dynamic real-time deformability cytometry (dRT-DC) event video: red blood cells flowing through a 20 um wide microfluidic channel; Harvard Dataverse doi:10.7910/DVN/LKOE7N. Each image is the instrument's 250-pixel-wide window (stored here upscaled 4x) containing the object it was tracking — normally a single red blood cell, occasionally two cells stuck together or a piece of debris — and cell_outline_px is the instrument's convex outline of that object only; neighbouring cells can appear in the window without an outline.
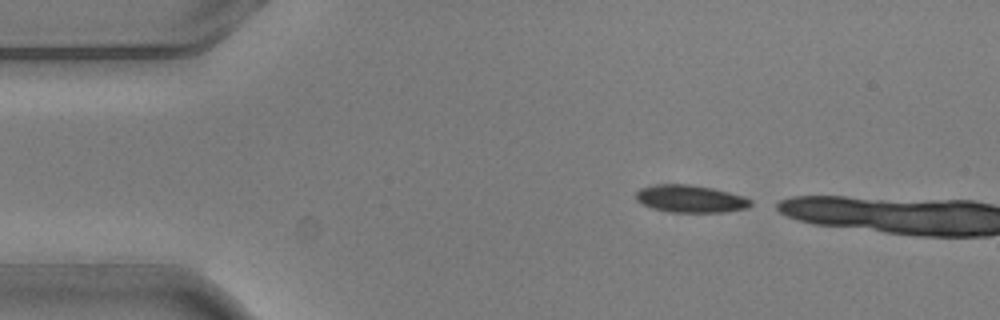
{"species": "common noctule bat (a hibernating species)", "species_latin": "Nyctalus noctula", "temperature_condition": "warm", "stored_images_in_passage": 2, "camera_frame_rate_fps": 3000, "um_per_image_px": 0.085, "animal": {"sex": "male", "body_mass_g": 20.5, "forearm_length_mm": 52.5}, "frame": {"image": 1, "passage_image": 1, "time_ms": 0.0, "image_size_px": [1000, 320], "cell_outline_px": [[752, 204], [748, 208], [724, 212], [672, 212], [652, 208], [636, 200], [636, 192], [640, 188], [656, 184], [688, 184], [712, 188], [744, 196], [752, 200]], "centroid_in_image_um": [58.7, 16.89], "position_along_channel_um": 26.3, "area_um2": 18.32}}